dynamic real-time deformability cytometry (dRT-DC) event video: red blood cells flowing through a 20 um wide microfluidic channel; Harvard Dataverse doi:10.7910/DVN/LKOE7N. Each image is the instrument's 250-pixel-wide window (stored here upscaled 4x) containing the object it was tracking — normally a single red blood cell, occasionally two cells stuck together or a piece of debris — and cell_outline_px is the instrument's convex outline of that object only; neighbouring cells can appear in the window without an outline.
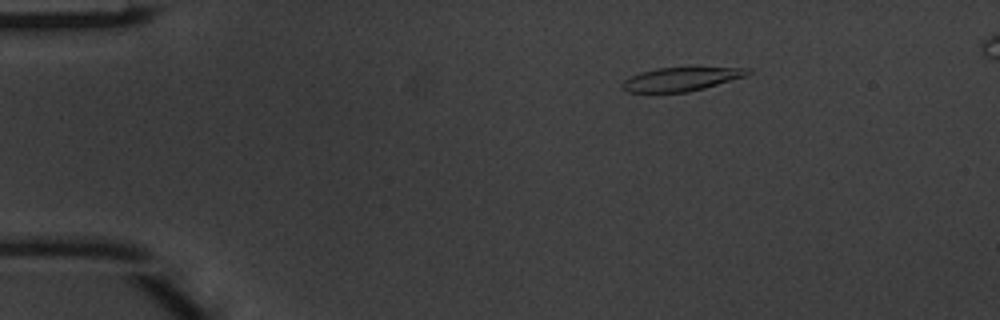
{"species": "common noctule bat (a hibernating species)", "species_latin": "Nyctalus noctula", "temperature_condition": "warm", "stored_images_in_passage": 4, "camera_frame_rate_fps": 3000, "um_per_image_px": 0.085, "animal": {"sex": "male", "body_mass_g": 20.1, "forearm_length_mm": 53.5}, "frame": {"image": 1, "passage_image": 1, "time_ms": 0.0, "image_size_px": [1000, 320], "cell_outline_px": [[752, 72], [748, 76], [704, 88], [688, 92], [628, 92], [620, 84], [624, 80], [640, 72], [656, 68], [748, 68]], "centroid_in_image_um": [57.91, 6.73], "position_along_channel_um": 27.1, "area_um2": 17.11}}